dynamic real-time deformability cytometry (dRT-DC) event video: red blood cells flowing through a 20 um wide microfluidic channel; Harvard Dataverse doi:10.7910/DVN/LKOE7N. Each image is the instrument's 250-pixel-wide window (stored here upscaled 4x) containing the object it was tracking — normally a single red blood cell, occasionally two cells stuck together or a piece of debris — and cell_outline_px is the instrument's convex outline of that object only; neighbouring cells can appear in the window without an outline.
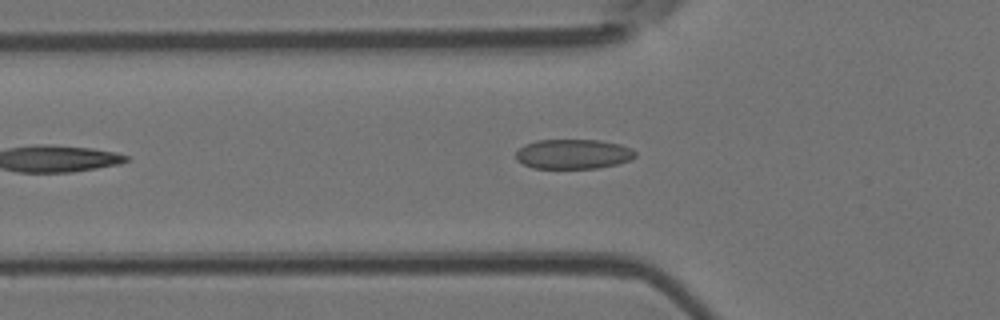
{"species": "Egyptian fruit bat (a non-hibernating species)", "species_latin": "Rousettus aegyptiacus", "temperature_condition": "room temperature", "stored_images_in_passage": 6, "camera_frame_rate_fps": 3000, "um_per_image_px": 0.085, "animal": {"sex": "female"}, "frame": {"image": 1, "passage_image": 5, "time_ms": 4.667, "image_size_px": [1000, 320], "cell_outline_px": [[636, 156], [628, 160], [616, 164], [596, 168], [532, 168], [516, 160], [516, 152], [524, 144], [536, 140], [600, 140], [620, 144], [632, 148], [636, 152]], "centroid_in_image_um": [48.71, 13.09], "position_along_channel_um": 77.1, "area_um2": 20.69}}